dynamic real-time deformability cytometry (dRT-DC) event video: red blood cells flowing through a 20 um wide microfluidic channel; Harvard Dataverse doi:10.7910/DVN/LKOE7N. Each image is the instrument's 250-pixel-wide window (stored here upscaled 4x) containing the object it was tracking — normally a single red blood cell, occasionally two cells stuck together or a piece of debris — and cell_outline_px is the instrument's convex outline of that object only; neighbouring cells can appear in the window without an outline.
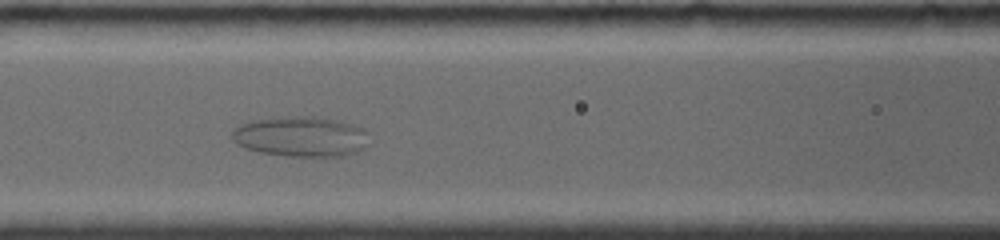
{"species": "common noctule bat (a hibernating species)", "species_latin": "Nyctalus noctula", "temperature_condition": "room temperature", "stored_images_in_passage": 61, "camera_frame_rate_fps": 4000, "um_per_image_px": 0.085, "animal": {"sex": "female", "body_mass_g": 19.0, "forearm_length_mm": 56.7}, "frame": {"image": 1, "passage_image": 25, "time_ms": 5.25, "image_size_px": [1000, 240], "cell_outline_px": [[368, 132], [364, 148], [356, 152], [344, 156], [288, 156], [260, 152], [244, 148], [236, 144], [232, 140], [232, 132], [240, 124], [252, 120], [284, 116], [320, 116], [352, 124], [364, 128]], "centroid_in_image_um": [25.56, 11.6], "position_along_channel_um": 141.0, "area_um2": 32.37}}
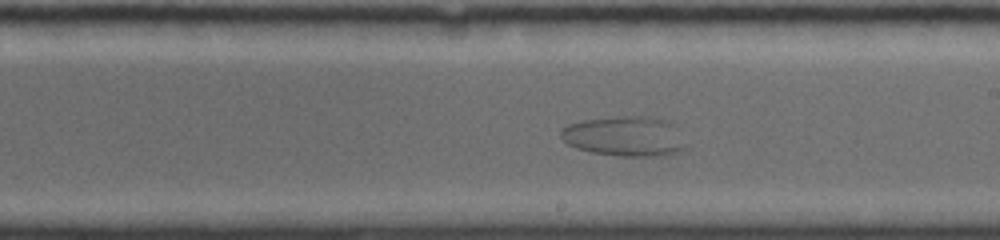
{"frame": {"image": 2, "passage_image": 38, "time_ms": 8.0, "image_size_px": [1000, 240], "cell_outline_px": [[680, 152], [648, 156], [620, 156], [592, 152], [576, 148], [568, 144], [560, 136], [560, 132], [568, 124], [580, 120], [624, 116], [644, 116], [668, 120], [672, 124], [680, 148]], "centroid_in_image_um": [52.95, 11.57], "position_along_channel_um": 236.1, "area_um2": 28.09}}
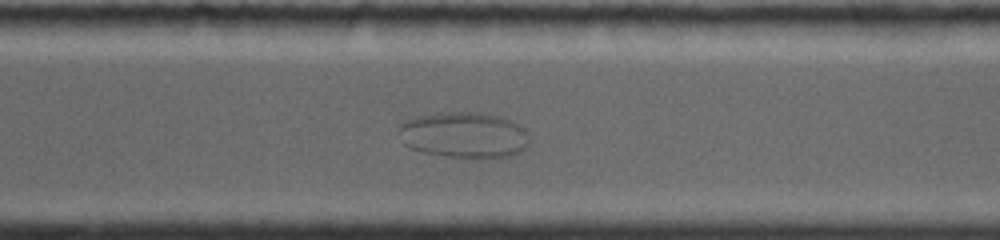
{"frame": {"image": 3, "passage_image": 48, "time_ms": 10.75, "image_size_px": [1000, 240], "cell_outline_px": [[528, 140], [524, 148], [520, 152], [508, 156], [444, 156], [424, 152], [412, 148], [404, 144], [400, 128], [400, 124], [404, 120], [412, 116], [448, 112], [476, 112], [500, 116], [524, 128]], "centroid_in_image_um": [39.4, 11.44], "position_along_channel_um": 331.2, "area_um2": 34.16}}